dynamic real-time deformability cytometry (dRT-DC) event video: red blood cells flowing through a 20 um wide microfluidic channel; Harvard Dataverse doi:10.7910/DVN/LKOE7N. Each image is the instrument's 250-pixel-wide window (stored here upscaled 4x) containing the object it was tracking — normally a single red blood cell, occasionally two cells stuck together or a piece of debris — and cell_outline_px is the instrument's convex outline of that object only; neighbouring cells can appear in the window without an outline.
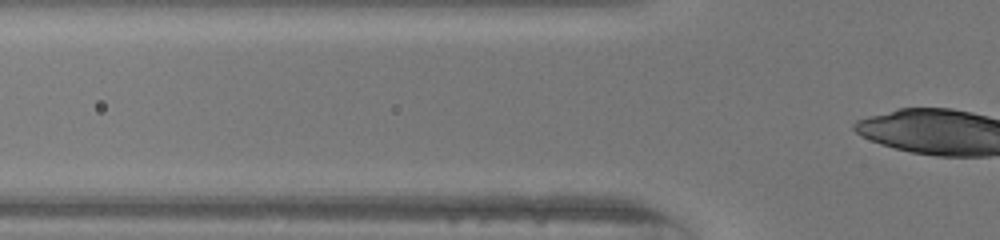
{"species": "human", "species_latin": "Homo sapiens", "temperature_condition": "warm", "stored_images_in_passage": 8, "segment_of_instrument_passage": [2, 2], "camera_frame_rate_fps": 3000, "um_per_image_px": 0.085, "donor": {"sex": "female"}, "frame": {"image": 1, "passage_image": 8, "time_ms": 2.333, "image_size_px": [1000, 240], "cell_outline_px": [[608, 220], [448, 220], [388, 216], [424, 208], [536, 200], [544, 200], [608, 216]], "centroid_in_image_um": [42.99, 18.03], "position_along_channel_um": 82.8, "area_um2": 20.87}}